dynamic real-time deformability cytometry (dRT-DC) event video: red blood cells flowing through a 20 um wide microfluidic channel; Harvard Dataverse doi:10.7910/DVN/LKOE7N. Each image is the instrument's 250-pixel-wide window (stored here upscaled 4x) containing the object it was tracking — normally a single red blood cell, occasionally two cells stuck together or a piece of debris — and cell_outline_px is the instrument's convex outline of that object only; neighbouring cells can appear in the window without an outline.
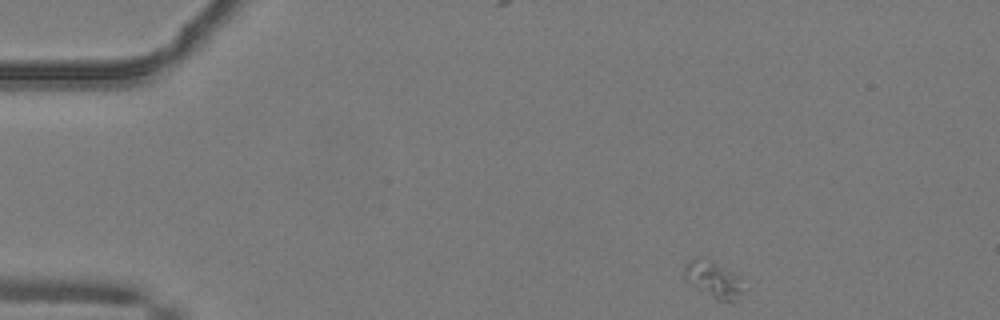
{"species": "common noctule bat (a hibernating species)", "species_latin": "Nyctalus noctula", "temperature_condition": "warm", "stored_images_in_passage": 44, "camera_frame_rate_fps": 3000, "um_per_image_px": 0.085, "animal": {"sex": "male", "body_mass_g": 19.2, "forearm_length_mm": 51.8}, "frame": {"image": 1, "passage_image": 1, "time_ms": 0.0, "image_size_px": [1000, 320], "cell_outline_px": [[748, 288], [732, 300], [716, 300], [696, 288], [684, 276], [684, 268], [696, 256], [700, 256], [740, 276]], "centroid_in_image_um": [60.69, 23.76], "position_along_channel_um": 24.3, "area_um2": 12.31}}